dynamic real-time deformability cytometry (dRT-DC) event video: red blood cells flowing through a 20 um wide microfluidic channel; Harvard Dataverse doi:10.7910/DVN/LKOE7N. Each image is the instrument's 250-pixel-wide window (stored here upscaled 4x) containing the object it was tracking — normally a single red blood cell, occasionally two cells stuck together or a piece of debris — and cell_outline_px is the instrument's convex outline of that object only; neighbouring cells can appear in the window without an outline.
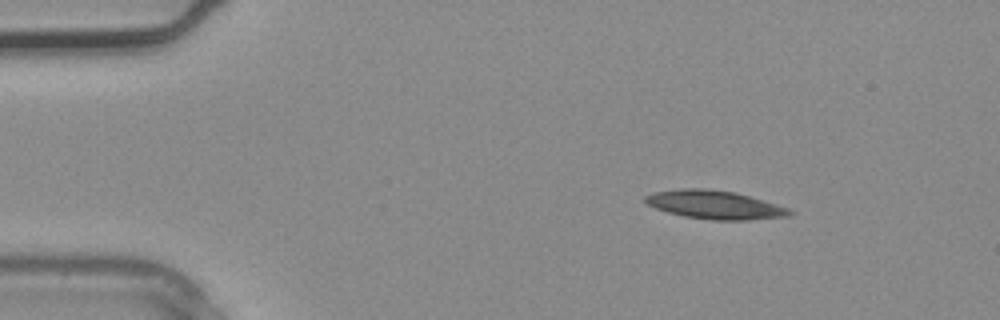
{"species": "common noctule bat (a hibernating species)", "species_latin": "Nyctalus noctula", "temperature_condition": "warm", "stored_images_in_passage": 2, "camera_frame_rate_fps": 3000, "um_per_image_px": 0.085, "animal": {"sex": "male", "body_mass_g": 20.4}, "frame": {"image": 1, "passage_image": 1, "time_ms": 0.0, "image_size_px": [1000, 320], "cell_outline_px": [[796, 212], [788, 216], [748, 220], [712, 220], [684, 216], [668, 212], [656, 208], [648, 204], [644, 200], [644, 196], [652, 192], [680, 188], [708, 188], [736, 192], [776, 204], [788, 208]], "centroid_in_image_um": [60.75, 17.39], "position_along_channel_um": 24.3, "area_um2": 24.04}}